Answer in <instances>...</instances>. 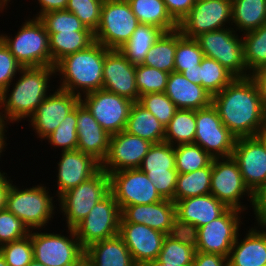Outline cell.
Instances as JSON below:
<instances>
[{
	"label": "cell",
	"instance_id": "cell-27",
	"mask_svg": "<svg viewBox=\"0 0 266 266\" xmlns=\"http://www.w3.org/2000/svg\"><path fill=\"white\" fill-rule=\"evenodd\" d=\"M178 109H203L212 103V95L182 73L171 72L164 92Z\"/></svg>",
	"mask_w": 266,
	"mask_h": 266
},
{
	"label": "cell",
	"instance_id": "cell-10",
	"mask_svg": "<svg viewBox=\"0 0 266 266\" xmlns=\"http://www.w3.org/2000/svg\"><path fill=\"white\" fill-rule=\"evenodd\" d=\"M139 25L127 0H104L94 40L107 49H120Z\"/></svg>",
	"mask_w": 266,
	"mask_h": 266
},
{
	"label": "cell",
	"instance_id": "cell-44",
	"mask_svg": "<svg viewBox=\"0 0 266 266\" xmlns=\"http://www.w3.org/2000/svg\"><path fill=\"white\" fill-rule=\"evenodd\" d=\"M39 19L44 24L47 33H59L60 31H91L74 13L67 10L49 11L41 15Z\"/></svg>",
	"mask_w": 266,
	"mask_h": 266
},
{
	"label": "cell",
	"instance_id": "cell-61",
	"mask_svg": "<svg viewBox=\"0 0 266 266\" xmlns=\"http://www.w3.org/2000/svg\"><path fill=\"white\" fill-rule=\"evenodd\" d=\"M10 2L11 0H0V13L6 12V10H8L10 7L9 4H11Z\"/></svg>",
	"mask_w": 266,
	"mask_h": 266
},
{
	"label": "cell",
	"instance_id": "cell-34",
	"mask_svg": "<svg viewBox=\"0 0 266 266\" xmlns=\"http://www.w3.org/2000/svg\"><path fill=\"white\" fill-rule=\"evenodd\" d=\"M163 32L158 27L140 24L130 40L119 50L132 64H142L146 54Z\"/></svg>",
	"mask_w": 266,
	"mask_h": 266
},
{
	"label": "cell",
	"instance_id": "cell-60",
	"mask_svg": "<svg viewBox=\"0 0 266 266\" xmlns=\"http://www.w3.org/2000/svg\"><path fill=\"white\" fill-rule=\"evenodd\" d=\"M72 266H94L92 261L84 254Z\"/></svg>",
	"mask_w": 266,
	"mask_h": 266
},
{
	"label": "cell",
	"instance_id": "cell-12",
	"mask_svg": "<svg viewBox=\"0 0 266 266\" xmlns=\"http://www.w3.org/2000/svg\"><path fill=\"white\" fill-rule=\"evenodd\" d=\"M228 27H232V0H196L178 23V29L187 38Z\"/></svg>",
	"mask_w": 266,
	"mask_h": 266
},
{
	"label": "cell",
	"instance_id": "cell-28",
	"mask_svg": "<svg viewBox=\"0 0 266 266\" xmlns=\"http://www.w3.org/2000/svg\"><path fill=\"white\" fill-rule=\"evenodd\" d=\"M176 217L198 228L220 217L228 208L211 194L175 202Z\"/></svg>",
	"mask_w": 266,
	"mask_h": 266
},
{
	"label": "cell",
	"instance_id": "cell-53",
	"mask_svg": "<svg viewBox=\"0 0 266 266\" xmlns=\"http://www.w3.org/2000/svg\"><path fill=\"white\" fill-rule=\"evenodd\" d=\"M252 212L256 219L254 223L266 224V181L253 194Z\"/></svg>",
	"mask_w": 266,
	"mask_h": 266
},
{
	"label": "cell",
	"instance_id": "cell-64",
	"mask_svg": "<svg viewBox=\"0 0 266 266\" xmlns=\"http://www.w3.org/2000/svg\"><path fill=\"white\" fill-rule=\"evenodd\" d=\"M28 266H44V265L33 259Z\"/></svg>",
	"mask_w": 266,
	"mask_h": 266
},
{
	"label": "cell",
	"instance_id": "cell-4",
	"mask_svg": "<svg viewBox=\"0 0 266 266\" xmlns=\"http://www.w3.org/2000/svg\"><path fill=\"white\" fill-rule=\"evenodd\" d=\"M13 182L7 192L5 208L20 219L30 231L49 230L46 227H49L58 210L57 203H54L57 202L55 194H52L46 183L40 182L25 188L24 185L21 187L20 184L18 186Z\"/></svg>",
	"mask_w": 266,
	"mask_h": 266
},
{
	"label": "cell",
	"instance_id": "cell-24",
	"mask_svg": "<svg viewBox=\"0 0 266 266\" xmlns=\"http://www.w3.org/2000/svg\"><path fill=\"white\" fill-rule=\"evenodd\" d=\"M248 229L243 238L241 231L238 234L228 256V266H266V224L254 223Z\"/></svg>",
	"mask_w": 266,
	"mask_h": 266
},
{
	"label": "cell",
	"instance_id": "cell-31",
	"mask_svg": "<svg viewBox=\"0 0 266 266\" xmlns=\"http://www.w3.org/2000/svg\"><path fill=\"white\" fill-rule=\"evenodd\" d=\"M266 23V0H232V27L239 34Z\"/></svg>",
	"mask_w": 266,
	"mask_h": 266
},
{
	"label": "cell",
	"instance_id": "cell-5",
	"mask_svg": "<svg viewBox=\"0 0 266 266\" xmlns=\"http://www.w3.org/2000/svg\"><path fill=\"white\" fill-rule=\"evenodd\" d=\"M24 20L13 37L0 32V40L23 67L52 66L49 35L44 24L36 17Z\"/></svg>",
	"mask_w": 266,
	"mask_h": 266
},
{
	"label": "cell",
	"instance_id": "cell-36",
	"mask_svg": "<svg viewBox=\"0 0 266 266\" xmlns=\"http://www.w3.org/2000/svg\"><path fill=\"white\" fill-rule=\"evenodd\" d=\"M176 30L163 32L146 54L142 64L161 71L174 72Z\"/></svg>",
	"mask_w": 266,
	"mask_h": 266
},
{
	"label": "cell",
	"instance_id": "cell-22",
	"mask_svg": "<svg viewBox=\"0 0 266 266\" xmlns=\"http://www.w3.org/2000/svg\"><path fill=\"white\" fill-rule=\"evenodd\" d=\"M136 65L132 64L119 49H110L104 59V90L138 102L139 91L136 86Z\"/></svg>",
	"mask_w": 266,
	"mask_h": 266
},
{
	"label": "cell",
	"instance_id": "cell-9",
	"mask_svg": "<svg viewBox=\"0 0 266 266\" xmlns=\"http://www.w3.org/2000/svg\"><path fill=\"white\" fill-rule=\"evenodd\" d=\"M41 230H31V243L33 259L44 266H72L85 254L74 228L66 227L65 235Z\"/></svg>",
	"mask_w": 266,
	"mask_h": 266
},
{
	"label": "cell",
	"instance_id": "cell-35",
	"mask_svg": "<svg viewBox=\"0 0 266 266\" xmlns=\"http://www.w3.org/2000/svg\"><path fill=\"white\" fill-rule=\"evenodd\" d=\"M196 134V110L178 109L165 127L164 142L172 146L194 143Z\"/></svg>",
	"mask_w": 266,
	"mask_h": 266
},
{
	"label": "cell",
	"instance_id": "cell-33",
	"mask_svg": "<svg viewBox=\"0 0 266 266\" xmlns=\"http://www.w3.org/2000/svg\"><path fill=\"white\" fill-rule=\"evenodd\" d=\"M48 35L52 67L63 57L86 49L95 41L92 31H60Z\"/></svg>",
	"mask_w": 266,
	"mask_h": 266
},
{
	"label": "cell",
	"instance_id": "cell-30",
	"mask_svg": "<svg viewBox=\"0 0 266 266\" xmlns=\"http://www.w3.org/2000/svg\"><path fill=\"white\" fill-rule=\"evenodd\" d=\"M124 131L139 136L152 144L164 142V125L138 102H134L131 107Z\"/></svg>",
	"mask_w": 266,
	"mask_h": 266
},
{
	"label": "cell",
	"instance_id": "cell-40",
	"mask_svg": "<svg viewBox=\"0 0 266 266\" xmlns=\"http://www.w3.org/2000/svg\"><path fill=\"white\" fill-rule=\"evenodd\" d=\"M235 76L219 62L204 57L200 64L201 86L212 96L222 91Z\"/></svg>",
	"mask_w": 266,
	"mask_h": 266
},
{
	"label": "cell",
	"instance_id": "cell-65",
	"mask_svg": "<svg viewBox=\"0 0 266 266\" xmlns=\"http://www.w3.org/2000/svg\"><path fill=\"white\" fill-rule=\"evenodd\" d=\"M0 266H8L1 253H0Z\"/></svg>",
	"mask_w": 266,
	"mask_h": 266
},
{
	"label": "cell",
	"instance_id": "cell-21",
	"mask_svg": "<svg viewBox=\"0 0 266 266\" xmlns=\"http://www.w3.org/2000/svg\"><path fill=\"white\" fill-rule=\"evenodd\" d=\"M56 165V192L58 198L69 189L78 186L82 182L94 176L100 169L101 163L92 155L82 151L70 150L60 153Z\"/></svg>",
	"mask_w": 266,
	"mask_h": 266
},
{
	"label": "cell",
	"instance_id": "cell-57",
	"mask_svg": "<svg viewBox=\"0 0 266 266\" xmlns=\"http://www.w3.org/2000/svg\"><path fill=\"white\" fill-rule=\"evenodd\" d=\"M6 172L0 173V211L5 209L6 196L9 186L13 180Z\"/></svg>",
	"mask_w": 266,
	"mask_h": 266
},
{
	"label": "cell",
	"instance_id": "cell-50",
	"mask_svg": "<svg viewBox=\"0 0 266 266\" xmlns=\"http://www.w3.org/2000/svg\"><path fill=\"white\" fill-rule=\"evenodd\" d=\"M23 66L0 40V93L16 78Z\"/></svg>",
	"mask_w": 266,
	"mask_h": 266
},
{
	"label": "cell",
	"instance_id": "cell-45",
	"mask_svg": "<svg viewBox=\"0 0 266 266\" xmlns=\"http://www.w3.org/2000/svg\"><path fill=\"white\" fill-rule=\"evenodd\" d=\"M135 75L139 96L148 93L165 92L169 73L154 67L137 64Z\"/></svg>",
	"mask_w": 266,
	"mask_h": 266
},
{
	"label": "cell",
	"instance_id": "cell-32",
	"mask_svg": "<svg viewBox=\"0 0 266 266\" xmlns=\"http://www.w3.org/2000/svg\"><path fill=\"white\" fill-rule=\"evenodd\" d=\"M140 24L151 25L169 32L178 29V23L168 13L163 0H127Z\"/></svg>",
	"mask_w": 266,
	"mask_h": 266
},
{
	"label": "cell",
	"instance_id": "cell-42",
	"mask_svg": "<svg viewBox=\"0 0 266 266\" xmlns=\"http://www.w3.org/2000/svg\"><path fill=\"white\" fill-rule=\"evenodd\" d=\"M52 148H58L61 151H70L77 149V106L60 122L59 126L44 139Z\"/></svg>",
	"mask_w": 266,
	"mask_h": 266
},
{
	"label": "cell",
	"instance_id": "cell-54",
	"mask_svg": "<svg viewBox=\"0 0 266 266\" xmlns=\"http://www.w3.org/2000/svg\"><path fill=\"white\" fill-rule=\"evenodd\" d=\"M192 266H228V258L219 254L196 251Z\"/></svg>",
	"mask_w": 266,
	"mask_h": 266
},
{
	"label": "cell",
	"instance_id": "cell-20",
	"mask_svg": "<svg viewBox=\"0 0 266 266\" xmlns=\"http://www.w3.org/2000/svg\"><path fill=\"white\" fill-rule=\"evenodd\" d=\"M151 145V142L126 131L111 135L109 151L101 169L110 175L116 171L139 168Z\"/></svg>",
	"mask_w": 266,
	"mask_h": 266
},
{
	"label": "cell",
	"instance_id": "cell-3",
	"mask_svg": "<svg viewBox=\"0 0 266 266\" xmlns=\"http://www.w3.org/2000/svg\"><path fill=\"white\" fill-rule=\"evenodd\" d=\"M107 49L94 41L86 49L63 57L55 64L56 87L81 97L103 88V65Z\"/></svg>",
	"mask_w": 266,
	"mask_h": 266
},
{
	"label": "cell",
	"instance_id": "cell-23",
	"mask_svg": "<svg viewBox=\"0 0 266 266\" xmlns=\"http://www.w3.org/2000/svg\"><path fill=\"white\" fill-rule=\"evenodd\" d=\"M122 238L137 266L158 258L166 234L144 224L119 223Z\"/></svg>",
	"mask_w": 266,
	"mask_h": 266
},
{
	"label": "cell",
	"instance_id": "cell-16",
	"mask_svg": "<svg viewBox=\"0 0 266 266\" xmlns=\"http://www.w3.org/2000/svg\"><path fill=\"white\" fill-rule=\"evenodd\" d=\"M236 137L222 123L217 110L209 107L196 110V134L194 143L213 158L231 157Z\"/></svg>",
	"mask_w": 266,
	"mask_h": 266
},
{
	"label": "cell",
	"instance_id": "cell-39",
	"mask_svg": "<svg viewBox=\"0 0 266 266\" xmlns=\"http://www.w3.org/2000/svg\"><path fill=\"white\" fill-rule=\"evenodd\" d=\"M175 167L178 174H185L209 166L213 157L195 143L174 146Z\"/></svg>",
	"mask_w": 266,
	"mask_h": 266
},
{
	"label": "cell",
	"instance_id": "cell-62",
	"mask_svg": "<svg viewBox=\"0 0 266 266\" xmlns=\"http://www.w3.org/2000/svg\"><path fill=\"white\" fill-rule=\"evenodd\" d=\"M143 266H172V265H164L158 259L145 263Z\"/></svg>",
	"mask_w": 266,
	"mask_h": 266
},
{
	"label": "cell",
	"instance_id": "cell-17",
	"mask_svg": "<svg viewBox=\"0 0 266 266\" xmlns=\"http://www.w3.org/2000/svg\"><path fill=\"white\" fill-rule=\"evenodd\" d=\"M139 168L152 181L163 199L174 201L178 176L174 146L167 142L152 144Z\"/></svg>",
	"mask_w": 266,
	"mask_h": 266
},
{
	"label": "cell",
	"instance_id": "cell-1",
	"mask_svg": "<svg viewBox=\"0 0 266 266\" xmlns=\"http://www.w3.org/2000/svg\"><path fill=\"white\" fill-rule=\"evenodd\" d=\"M211 104L222 123L237 139L261 136L266 109L250 76L235 77L222 91L212 96Z\"/></svg>",
	"mask_w": 266,
	"mask_h": 266
},
{
	"label": "cell",
	"instance_id": "cell-47",
	"mask_svg": "<svg viewBox=\"0 0 266 266\" xmlns=\"http://www.w3.org/2000/svg\"><path fill=\"white\" fill-rule=\"evenodd\" d=\"M104 0H68L66 10L74 13L80 21L95 32L100 23Z\"/></svg>",
	"mask_w": 266,
	"mask_h": 266
},
{
	"label": "cell",
	"instance_id": "cell-37",
	"mask_svg": "<svg viewBox=\"0 0 266 266\" xmlns=\"http://www.w3.org/2000/svg\"><path fill=\"white\" fill-rule=\"evenodd\" d=\"M212 163L196 171L178 174L174 202L189 197L210 194Z\"/></svg>",
	"mask_w": 266,
	"mask_h": 266
},
{
	"label": "cell",
	"instance_id": "cell-49",
	"mask_svg": "<svg viewBox=\"0 0 266 266\" xmlns=\"http://www.w3.org/2000/svg\"><path fill=\"white\" fill-rule=\"evenodd\" d=\"M30 234L28 227L6 208L0 211V246Z\"/></svg>",
	"mask_w": 266,
	"mask_h": 266
},
{
	"label": "cell",
	"instance_id": "cell-41",
	"mask_svg": "<svg viewBox=\"0 0 266 266\" xmlns=\"http://www.w3.org/2000/svg\"><path fill=\"white\" fill-rule=\"evenodd\" d=\"M204 53L195 38H187L176 29V53L174 59V72L182 73L187 68L201 64Z\"/></svg>",
	"mask_w": 266,
	"mask_h": 266
},
{
	"label": "cell",
	"instance_id": "cell-26",
	"mask_svg": "<svg viewBox=\"0 0 266 266\" xmlns=\"http://www.w3.org/2000/svg\"><path fill=\"white\" fill-rule=\"evenodd\" d=\"M175 217V202L163 199L152 204L125 207L119 223L144 224L167 235Z\"/></svg>",
	"mask_w": 266,
	"mask_h": 266
},
{
	"label": "cell",
	"instance_id": "cell-6",
	"mask_svg": "<svg viewBox=\"0 0 266 266\" xmlns=\"http://www.w3.org/2000/svg\"><path fill=\"white\" fill-rule=\"evenodd\" d=\"M110 193V176L100 169L94 176L69 189L57 198V212L67 223V228H74L90 210Z\"/></svg>",
	"mask_w": 266,
	"mask_h": 266
},
{
	"label": "cell",
	"instance_id": "cell-15",
	"mask_svg": "<svg viewBox=\"0 0 266 266\" xmlns=\"http://www.w3.org/2000/svg\"><path fill=\"white\" fill-rule=\"evenodd\" d=\"M244 212L228 208L220 217L198 228L197 252L229 256L231 248L241 230Z\"/></svg>",
	"mask_w": 266,
	"mask_h": 266
},
{
	"label": "cell",
	"instance_id": "cell-51",
	"mask_svg": "<svg viewBox=\"0 0 266 266\" xmlns=\"http://www.w3.org/2000/svg\"><path fill=\"white\" fill-rule=\"evenodd\" d=\"M167 236L197 250L199 230L198 227L192 223L185 222L175 217Z\"/></svg>",
	"mask_w": 266,
	"mask_h": 266
},
{
	"label": "cell",
	"instance_id": "cell-18",
	"mask_svg": "<svg viewBox=\"0 0 266 266\" xmlns=\"http://www.w3.org/2000/svg\"><path fill=\"white\" fill-rule=\"evenodd\" d=\"M53 90L26 121L34 135L42 142L72 112L80 102V97L58 87Z\"/></svg>",
	"mask_w": 266,
	"mask_h": 266
},
{
	"label": "cell",
	"instance_id": "cell-58",
	"mask_svg": "<svg viewBox=\"0 0 266 266\" xmlns=\"http://www.w3.org/2000/svg\"><path fill=\"white\" fill-rule=\"evenodd\" d=\"M8 128L9 127L7 126V124L2 123L0 121V159H1V156L4 157L3 152H5L6 149L8 148L6 146H8V144H10V143H7V141H8L7 139L10 138L6 134V132H8ZM3 172H5V170L3 171L0 169V173H3Z\"/></svg>",
	"mask_w": 266,
	"mask_h": 266
},
{
	"label": "cell",
	"instance_id": "cell-14",
	"mask_svg": "<svg viewBox=\"0 0 266 266\" xmlns=\"http://www.w3.org/2000/svg\"><path fill=\"white\" fill-rule=\"evenodd\" d=\"M109 176L110 192L114 195L120 211L127 206L152 204L163 200L152 181L140 168L116 171Z\"/></svg>",
	"mask_w": 266,
	"mask_h": 266
},
{
	"label": "cell",
	"instance_id": "cell-7",
	"mask_svg": "<svg viewBox=\"0 0 266 266\" xmlns=\"http://www.w3.org/2000/svg\"><path fill=\"white\" fill-rule=\"evenodd\" d=\"M195 39L204 57L216 60L235 77L250 76L244 60L242 34L233 27L202 33Z\"/></svg>",
	"mask_w": 266,
	"mask_h": 266
},
{
	"label": "cell",
	"instance_id": "cell-25",
	"mask_svg": "<svg viewBox=\"0 0 266 266\" xmlns=\"http://www.w3.org/2000/svg\"><path fill=\"white\" fill-rule=\"evenodd\" d=\"M77 136V149L102 163L109 151L111 135L101 127L81 101L77 105Z\"/></svg>",
	"mask_w": 266,
	"mask_h": 266
},
{
	"label": "cell",
	"instance_id": "cell-43",
	"mask_svg": "<svg viewBox=\"0 0 266 266\" xmlns=\"http://www.w3.org/2000/svg\"><path fill=\"white\" fill-rule=\"evenodd\" d=\"M195 254L196 250L191 246L182 244L166 235L157 259L164 265L192 266Z\"/></svg>",
	"mask_w": 266,
	"mask_h": 266
},
{
	"label": "cell",
	"instance_id": "cell-46",
	"mask_svg": "<svg viewBox=\"0 0 266 266\" xmlns=\"http://www.w3.org/2000/svg\"><path fill=\"white\" fill-rule=\"evenodd\" d=\"M138 103L151 112L166 127L178 110L164 92L148 93L139 97Z\"/></svg>",
	"mask_w": 266,
	"mask_h": 266
},
{
	"label": "cell",
	"instance_id": "cell-11",
	"mask_svg": "<svg viewBox=\"0 0 266 266\" xmlns=\"http://www.w3.org/2000/svg\"><path fill=\"white\" fill-rule=\"evenodd\" d=\"M121 211L110 192L90 210V213L74 227L81 246L118 235Z\"/></svg>",
	"mask_w": 266,
	"mask_h": 266
},
{
	"label": "cell",
	"instance_id": "cell-55",
	"mask_svg": "<svg viewBox=\"0 0 266 266\" xmlns=\"http://www.w3.org/2000/svg\"><path fill=\"white\" fill-rule=\"evenodd\" d=\"M39 4L38 12L33 16L39 18L44 13L54 10H66L68 0H34Z\"/></svg>",
	"mask_w": 266,
	"mask_h": 266
},
{
	"label": "cell",
	"instance_id": "cell-8",
	"mask_svg": "<svg viewBox=\"0 0 266 266\" xmlns=\"http://www.w3.org/2000/svg\"><path fill=\"white\" fill-rule=\"evenodd\" d=\"M210 194L227 208L240 210L245 214L253 206V194L246 187L238 164L232 156L213 159ZM244 197L250 205L243 202Z\"/></svg>",
	"mask_w": 266,
	"mask_h": 266
},
{
	"label": "cell",
	"instance_id": "cell-56",
	"mask_svg": "<svg viewBox=\"0 0 266 266\" xmlns=\"http://www.w3.org/2000/svg\"><path fill=\"white\" fill-rule=\"evenodd\" d=\"M255 82L263 107L266 109V67L257 69L250 74Z\"/></svg>",
	"mask_w": 266,
	"mask_h": 266
},
{
	"label": "cell",
	"instance_id": "cell-29",
	"mask_svg": "<svg viewBox=\"0 0 266 266\" xmlns=\"http://www.w3.org/2000/svg\"><path fill=\"white\" fill-rule=\"evenodd\" d=\"M85 255L94 266H137L119 235L90 244Z\"/></svg>",
	"mask_w": 266,
	"mask_h": 266
},
{
	"label": "cell",
	"instance_id": "cell-38",
	"mask_svg": "<svg viewBox=\"0 0 266 266\" xmlns=\"http://www.w3.org/2000/svg\"><path fill=\"white\" fill-rule=\"evenodd\" d=\"M244 60L248 72L266 67V23L258 29L242 34Z\"/></svg>",
	"mask_w": 266,
	"mask_h": 266
},
{
	"label": "cell",
	"instance_id": "cell-19",
	"mask_svg": "<svg viewBox=\"0 0 266 266\" xmlns=\"http://www.w3.org/2000/svg\"><path fill=\"white\" fill-rule=\"evenodd\" d=\"M246 187L254 194L266 181V139L238 138L232 152Z\"/></svg>",
	"mask_w": 266,
	"mask_h": 266
},
{
	"label": "cell",
	"instance_id": "cell-63",
	"mask_svg": "<svg viewBox=\"0 0 266 266\" xmlns=\"http://www.w3.org/2000/svg\"><path fill=\"white\" fill-rule=\"evenodd\" d=\"M261 136H262L264 139H266V110H265L264 125H263V130H262Z\"/></svg>",
	"mask_w": 266,
	"mask_h": 266
},
{
	"label": "cell",
	"instance_id": "cell-48",
	"mask_svg": "<svg viewBox=\"0 0 266 266\" xmlns=\"http://www.w3.org/2000/svg\"><path fill=\"white\" fill-rule=\"evenodd\" d=\"M0 253L8 266H28L33 260L31 231L27 237L0 246Z\"/></svg>",
	"mask_w": 266,
	"mask_h": 266
},
{
	"label": "cell",
	"instance_id": "cell-2",
	"mask_svg": "<svg viewBox=\"0 0 266 266\" xmlns=\"http://www.w3.org/2000/svg\"><path fill=\"white\" fill-rule=\"evenodd\" d=\"M54 76L52 66L23 67L16 80L0 93V121L11 126L28 119L55 89L51 84Z\"/></svg>",
	"mask_w": 266,
	"mask_h": 266
},
{
	"label": "cell",
	"instance_id": "cell-52",
	"mask_svg": "<svg viewBox=\"0 0 266 266\" xmlns=\"http://www.w3.org/2000/svg\"><path fill=\"white\" fill-rule=\"evenodd\" d=\"M168 13L179 23L189 13L196 0H163Z\"/></svg>",
	"mask_w": 266,
	"mask_h": 266
},
{
	"label": "cell",
	"instance_id": "cell-59",
	"mask_svg": "<svg viewBox=\"0 0 266 266\" xmlns=\"http://www.w3.org/2000/svg\"><path fill=\"white\" fill-rule=\"evenodd\" d=\"M182 74L194 84L201 85L200 64L196 65V67L187 68L182 72Z\"/></svg>",
	"mask_w": 266,
	"mask_h": 266
},
{
	"label": "cell",
	"instance_id": "cell-13",
	"mask_svg": "<svg viewBox=\"0 0 266 266\" xmlns=\"http://www.w3.org/2000/svg\"><path fill=\"white\" fill-rule=\"evenodd\" d=\"M80 101L110 135L125 130L133 101L104 89L84 94Z\"/></svg>",
	"mask_w": 266,
	"mask_h": 266
}]
</instances>
